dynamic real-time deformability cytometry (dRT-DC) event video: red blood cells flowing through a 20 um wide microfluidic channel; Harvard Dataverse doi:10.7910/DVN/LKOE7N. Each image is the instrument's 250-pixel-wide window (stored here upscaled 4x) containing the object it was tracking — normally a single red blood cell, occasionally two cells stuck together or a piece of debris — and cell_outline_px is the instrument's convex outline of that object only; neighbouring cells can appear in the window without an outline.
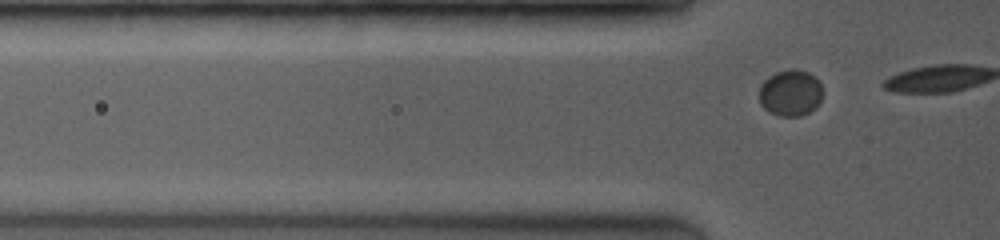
{"species": "common noctule bat (a hibernating species)", "species_latin": "Nyctalus noctula", "temperature_condition": "room temperature", "stored_images_in_passage": 4, "camera_frame_rate_fps": 3500, "um_per_image_px": 0.085, "animal": {"sex": "female", "body_mass_g": 19.0, "forearm_length_mm": 53.3}, "frame": {"image": 1, "passage_image": 4, "time_ms": 3.429, "image_size_px": [1000, 240], "cell_outline_px": [[824, 92], [816, 108], [800, 116], [780, 116], [768, 112], [760, 104], [760, 84], [768, 76], [776, 72], [792, 68], [808, 72], [820, 84]], "centroid_in_image_um": [67.18, 7.9], "position_along_channel_um": 58.6, "area_um2": 17.22}}